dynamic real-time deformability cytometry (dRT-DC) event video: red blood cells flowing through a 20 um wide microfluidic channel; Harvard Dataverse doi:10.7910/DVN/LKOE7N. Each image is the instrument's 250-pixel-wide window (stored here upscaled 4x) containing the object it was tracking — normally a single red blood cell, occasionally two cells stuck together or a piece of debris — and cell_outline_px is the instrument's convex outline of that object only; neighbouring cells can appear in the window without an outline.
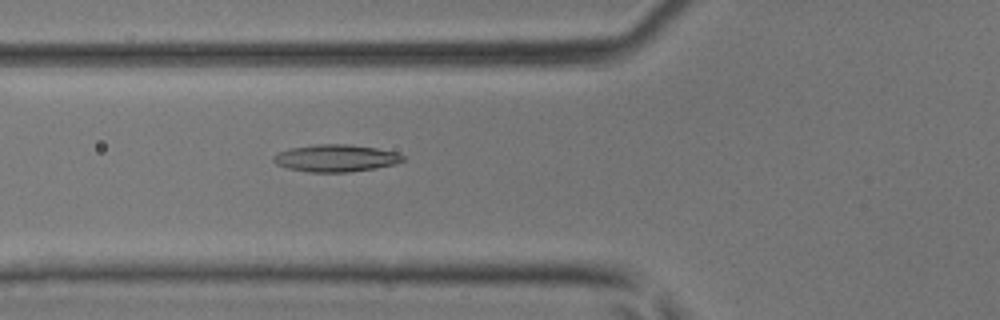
{"species": "common noctule bat (a hibernating species)", "species_latin": "Nyctalus noctula", "temperature_condition": "room temperature", "stored_images_in_passage": 34, "camera_frame_rate_fps": 3000, "um_per_image_px": 0.085, "animal": {"sex": "male", "body_mass_g": 17.9, "forearm_length_mm": 54.2}, "frame": {"image": 1, "passage_image": 5, "time_ms": 1.333, "image_size_px": [1000, 320], "cell_outline_px": [[404, 160], [396, 164], [376, 168], [348, 172], [308, 172], [288, 168], [276, 164], [272, 160], [272, 156], [288, 148], [316, 144], [348, 144], [376, 148], [396, 152], [404, 156]], "centroid_in_image_um": [28.53, 13.44], "position_along_channel_um": 97.3, "area_um2": 20.58}}
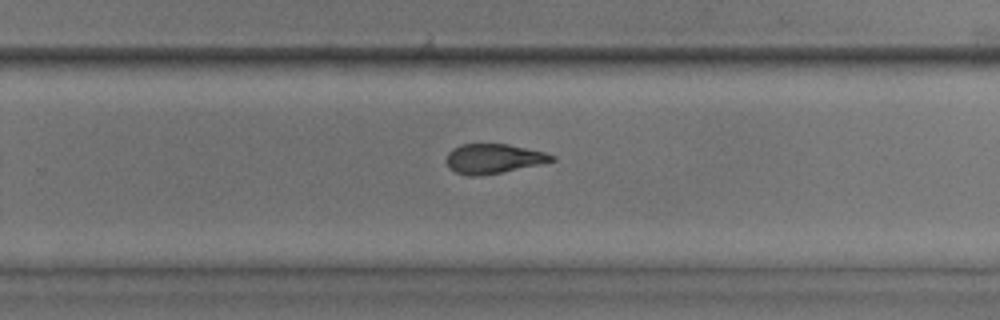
{"frame": {"image": 2, "passage_image": 18, "time_ms": 5.667, "image_size_px": [1000, 320], "cell_outline_px": [[556, 160], [540, 164], [480, 176], [468, 176], [456, 172], [448, 168], [448, 152], [452, 148], [460, 144], [508, 144], [544, 152], [556, 156]], "centroid_in_image_um": [41.94, 13.48], "position_along_channel_um": 287.9, "area_um2": 18.03}}
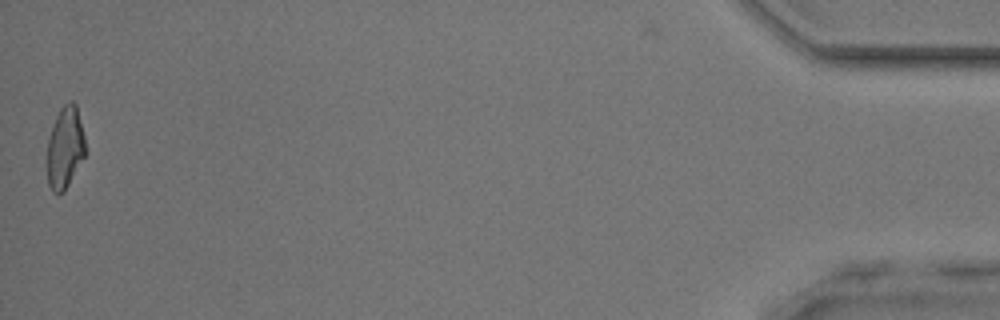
{"frame": {"image": 3, "passage_image": 34, "time_ms": 11.0, "image_size_px": [1000, 320], "cell_outline_px": [[88, 152], [64, 192], [52, 192], [48, 184], [44, 164], [48, 140], [56, 116], [60, 108], [68, 100], [72, 100], [76, 104]], "centroid_in_image_um": [5.51, 12.58], "position_along_channel_um": 429.7, "area_um2": 18.96}}